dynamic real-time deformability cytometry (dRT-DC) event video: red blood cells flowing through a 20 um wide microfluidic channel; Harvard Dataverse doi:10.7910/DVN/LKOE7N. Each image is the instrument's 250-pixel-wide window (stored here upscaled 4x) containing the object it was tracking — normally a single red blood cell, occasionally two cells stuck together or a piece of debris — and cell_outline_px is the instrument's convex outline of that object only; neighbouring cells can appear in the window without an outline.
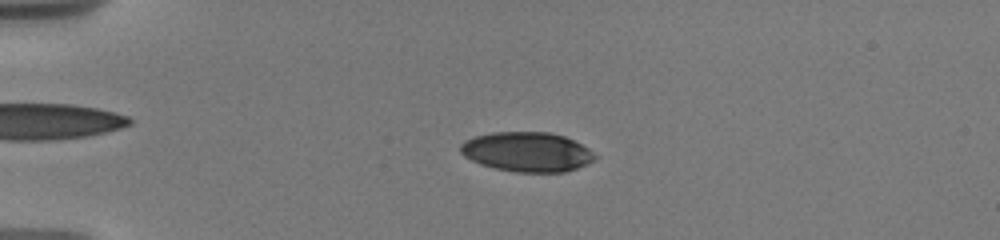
{"species": "human", "species_latin": "Homo sapiens", "temperature_condition": "warm", "stored_images_in_passage": 23, "camera_frame_rate_fps": 3000, "um_per_image_px": 0.085, "donor": {"sex": "male"}, "frame": {"image": 1, "passage_image": 6, "time_ms": 4.0, "image_size_px": [1000, 240], "cell_outline_px": [[600, 156], [596, 160], [588, 164], [564, 172], [516, 172], [496, 168], [480, 164], [464, 156], [460, 152], [460, 144], [464, 140], [472, 136], [492, 132], [552, 132], [564, 136], [588, 148]], "centroid_in_image_um": [44.81, 12.9], "position_along_channel_um": 40.2, "area_um2": 31.33}}
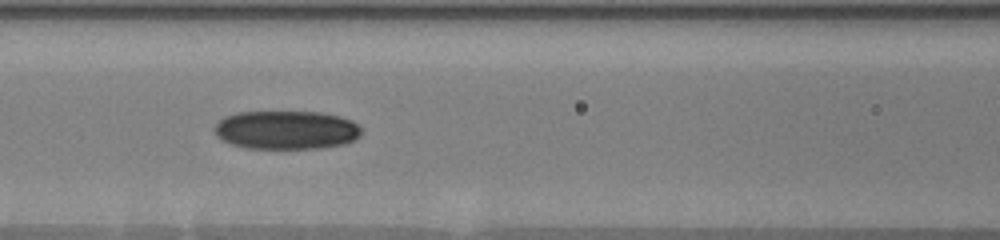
{"frame": {"image": 2, "passage_image": 12, "time_ms": 8.0, "image_size_px": [1000, 240], "cell_outline_px": [[360, 136], [356, 140], [340, 144], [316, 148], [244, 148], [232, 144], [216, 136], [212, 128], [224, 116], [236, 112], [324, 112], [340, 116], [352, 120], [360, 128]], "centroid_in_image_um": [24.31, 11.03], "position_along_channel_um": 142.3, "area_um2": 33.12}}
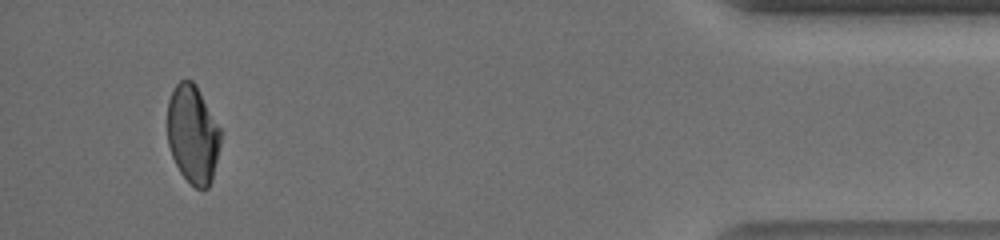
{"frame": {"image": 3, "passage_image": 22, "time_ms": 17.0, "image_size_px": [1000, 240], "cell_outline_px": [[220, 144], [212, 180], [208, 188], [196, 188], [180, 172], [172, 156], [168, 144], [168, 100], [176, 84], [180, 80], [192, 80], [196, 84], [220, 128]], "centroid_in_image_um": [16.38, 11.4], "position_along_channel_um": 418.8, "area_um2": 30.23}}